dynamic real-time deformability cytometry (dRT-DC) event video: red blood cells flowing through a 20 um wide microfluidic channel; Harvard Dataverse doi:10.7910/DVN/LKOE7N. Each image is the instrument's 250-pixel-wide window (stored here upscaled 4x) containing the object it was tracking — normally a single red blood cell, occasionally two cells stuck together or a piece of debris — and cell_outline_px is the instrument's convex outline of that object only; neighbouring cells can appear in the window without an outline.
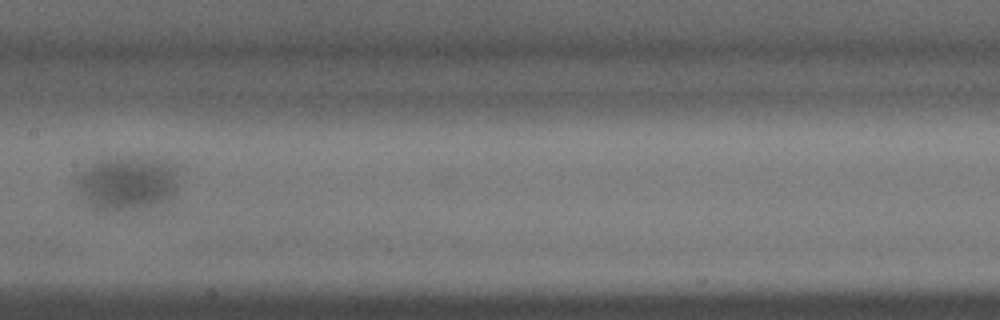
{"species": "common noctule bat (a hibernating species)", "species_latin": "Nyctalus noctula", "temperature_condition": "warm", "stored_images_in_passage": 25, "camera_frame_rate_fps": 3000, "um_per_image_px": 0.085, "animal": {"sex": "male", "body_mass_g": 15.6}, "frame": {"image": 1, "passage_image": 11, "time_ms": 3.333, "image_size_px": [1000, 320], "cell_outline_px": [[180, 164], [176, 188], [164, 200], [152, 204], [120, 212], [100, 212], [92, 208], [88, 204], [80, 192], [76, 184], [80, 172], [100, 156], [152, 156], [172, 160]], "centroid_in_image_um": [10.82, 15.48], "position_along_channel_um": 196.6, "area_um2": 33.47}}
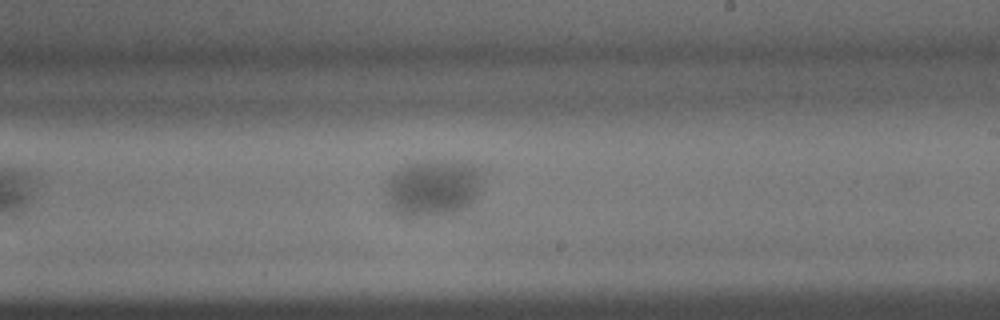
{"frame": {"image": 2, "passage_image": 14, "time_ms": 4.333, "image_size_px": [1000, 320], "cell_outline_px": [[488, 168], [476, 196], [464, 208], [456, 212], [432, 216], [404, 216], [392, 212], [388, 204], [384, 192], [388, 180], [392, 172], [404, 164], [412, 160], [460, 160], [476, 164]], "centroid_in_image_um": [36.83, 15.9], "position_along_channel_um": 252.2, "area_um2": 33.52}}